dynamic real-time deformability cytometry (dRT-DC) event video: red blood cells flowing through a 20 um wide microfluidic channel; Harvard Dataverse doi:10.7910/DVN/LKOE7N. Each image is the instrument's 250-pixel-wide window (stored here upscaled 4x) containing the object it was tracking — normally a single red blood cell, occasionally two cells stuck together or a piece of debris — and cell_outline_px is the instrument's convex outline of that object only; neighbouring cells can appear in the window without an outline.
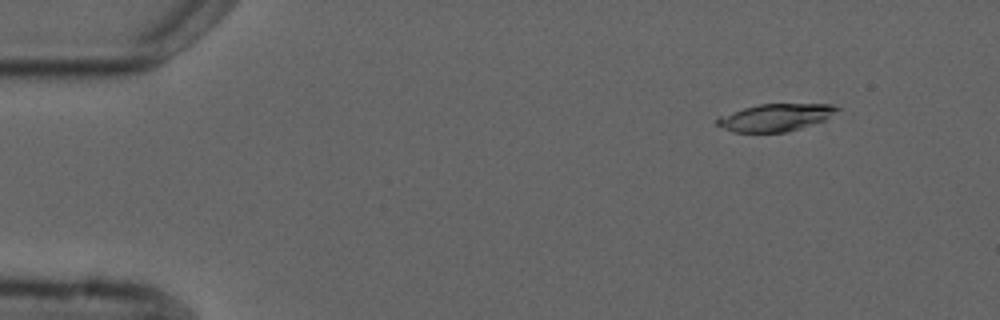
{"species": "common noctule bat (a hibernating species)", "species_latin": "Nyctalus noctula", "temperature_condition": "cold", "stored_images_in_passage": 8, "camera_frame_rate_fps": 3000, "um_per_image_px": 0.085, "animal": {"sex": "male", "forearm_length_mm": 52.5}, "frame": {"image": 1, "passage_image": 2, "time_ms": 1.0, "image_size_px": [1000, 320], "cell_outline_px": [[840, 108], [824, 120], [800, 128], [784, 132], [732, 132], [716, 124], [716, 120], [720, 116], [744, 108], [760, 104], [832, 104]], "centroid_in_image_um": [65.9, 9.98], "position_along_channel_um": 19.1, "area_um2": 18.79}}
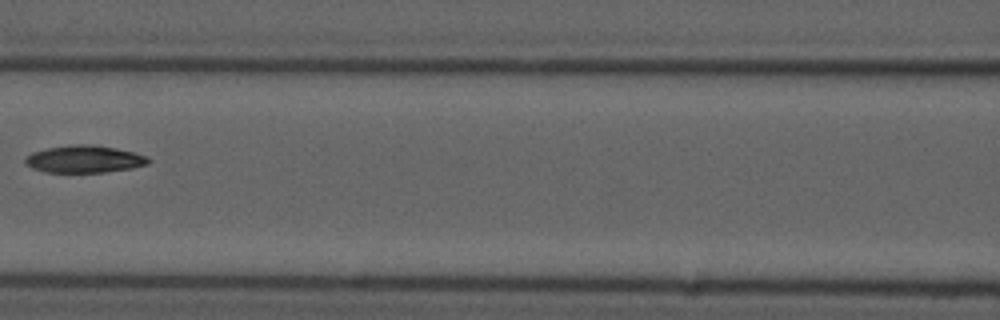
{"frame": {"image": 2, "passage_image": 7, "time_ms": 7.333, "image_size_px": [1000, 320], "cell_outline_px": [[152, 160], [148, 164], [132, 168], [104, 172], [44, 172], [32, 168], [24, 164], [24, 156], [32, 152], [48, 148], [76, 144], [92, 144], [116, 148], [136, 152], [148, 156]], "centroid_in_image_um": [7.18, 13.52], "position_along_channel_um": 159.4, "area_um2": 19.83}}
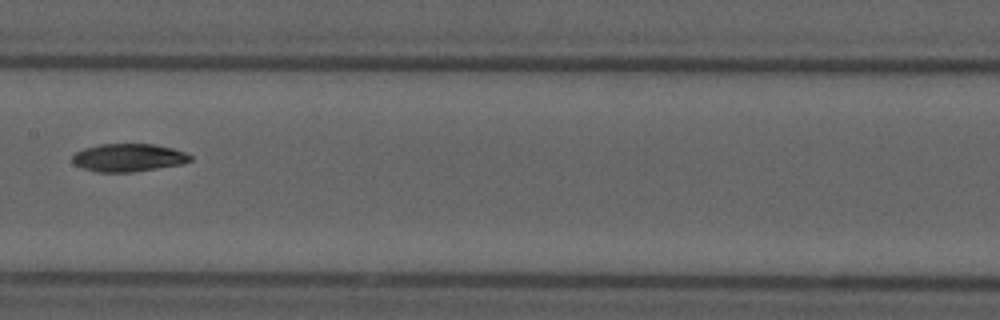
{"frame": {"image": 3, "passage_image": 8, "time_ms": 8.333, "image_size_px": [1000, 320], "cell_outline_px": [[192, 160], [180, 164], [132, 172], [96, 172], [84, 168], [76, 164], [72, 160], [72, 156], [76, 152], [84, 148], [100, 144], [152, 144], [172, 148], [184, 152], [192, 156]], "centroid_in_image_um": [10.9, 13.39], "position_along_channel_um": 196.5, "area_um2": 18.96}}